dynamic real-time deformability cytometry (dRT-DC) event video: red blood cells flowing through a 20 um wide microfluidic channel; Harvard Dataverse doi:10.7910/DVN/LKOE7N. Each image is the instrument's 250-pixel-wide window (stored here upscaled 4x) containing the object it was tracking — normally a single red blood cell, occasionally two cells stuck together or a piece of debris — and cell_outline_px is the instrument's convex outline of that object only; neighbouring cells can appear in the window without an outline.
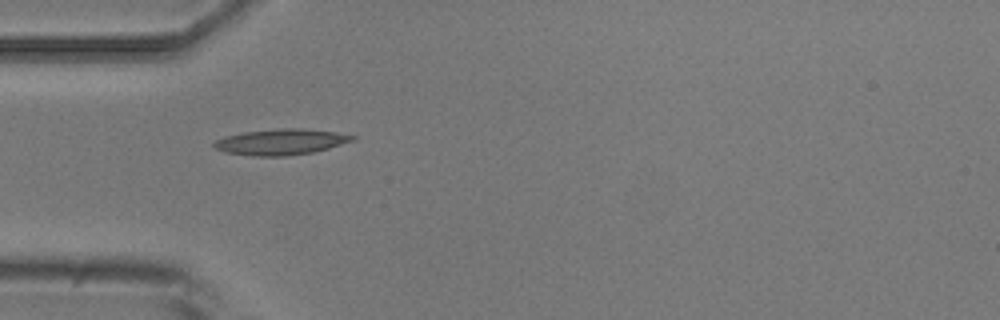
{"species": "common noctule bat (a hibernating species)", "species_latin": "Nyctalus noctula", "temperature_condition": "room temperature", "stored_images_in_passage": 4, "camera_frame_rate_fps": 3000, "um_per_image_px": 0.085, "animal": {"sex": "male", "body_mass_g": 20.5, "forearm_length_mm": 52.5}, "frame": {"image": 1, "passage_image": 1, "time_ms": 0.0, "image_size_px": [1000, 320], "cell_outline_px": [[356, 140], [328, 148], [312, 152], [284, 156], [256, 156], [228, 152], [216, 148], [212, 144], [216, 140], [224, 136], [244, 132], [280, 128], [304, 128], [336, 132], [356, 136]], "centroid_in_image_um": [23.91, 12.05], "position_along_channel_um": 61.1, "area_um2": 20.69}}
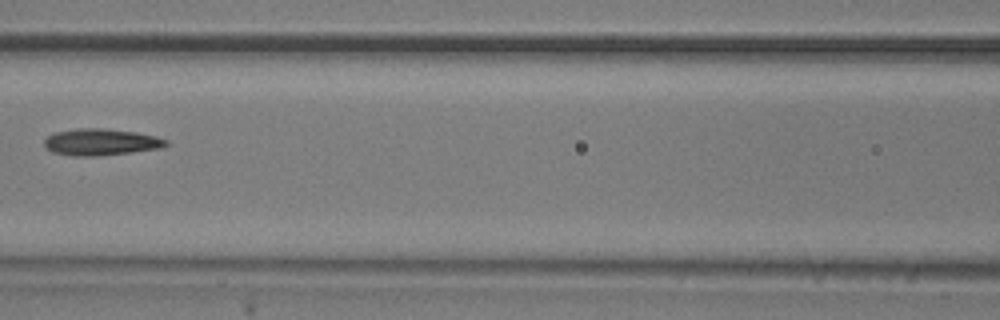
{"frame": {"image": 2, "passage_image": 3, "time_ms": 2.667, "image_size_px": [1000, 320], "cell_outline_px": [[168, 144], [160, 148], [132, 152], [96, 156], [72, 156], [52, 152], [44, 148], [44, 140], [48, 136], [56, 132], [76, 128], [104, 128], [136, 132], [156, 136], [168, 140]], "centroid_in_image_um": [8.55, 12.07], "position_along_channel_um": 158.0, "area_um2": 19.02}}
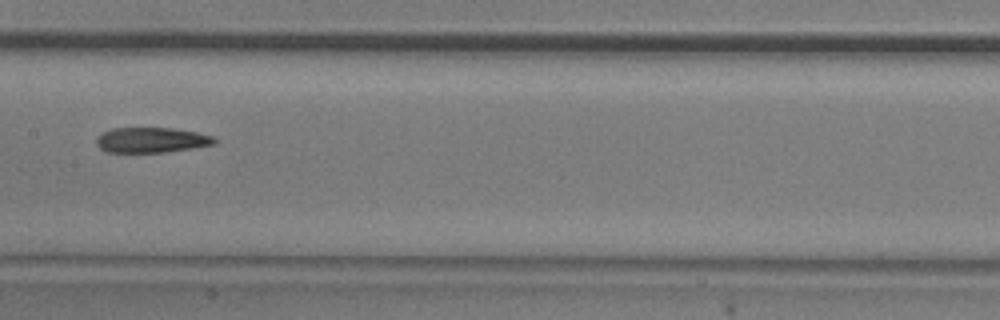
{"frame": {"image": 3, "passage_image": 4, "time_ms": 3.667, "image_size_px": [1000, 320], "cell_outline_px": [[216, 144], [192, 148], [164, 152], [104, 152], [96, 144], [96, 140], [104, 132], [112, 128], [172, 128], [196, 132], [212, 136], [216, 140]], "centroid_in_image_um": [12.87, 11.9], "position_along_channel_um": 194.5, "area_um2": 17.22}}